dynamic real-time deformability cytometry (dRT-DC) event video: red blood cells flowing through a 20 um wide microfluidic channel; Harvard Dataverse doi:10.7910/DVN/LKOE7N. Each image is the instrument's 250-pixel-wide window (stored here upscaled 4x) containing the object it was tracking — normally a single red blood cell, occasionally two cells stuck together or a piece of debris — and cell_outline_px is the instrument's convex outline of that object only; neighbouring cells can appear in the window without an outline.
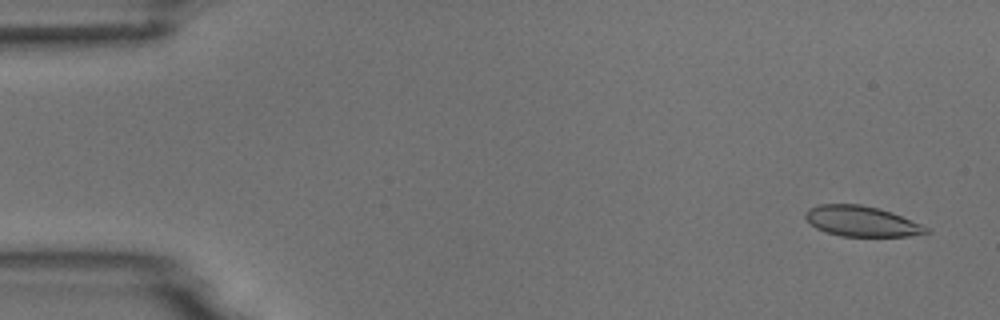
{"species": "common noctule bat (a hibernating species)", "species_latin": "Nyctalus noctula", "temperature_condition": "room temperature", "stored_images_in_passage": 5, "camera_frame_rate_fps": 3000, "um_per_image_px": 0.085, "animal": {"sex": "male", "body_mass_g": 18.8}, "frame": {"image": 1, "passage_image": 1, "time_ms": 0.0, "image_size_px": [1000, 320], "cell_outline_px": [[932, 232], [908, 236], [840, 236], [824, 232], [816, 228], [804, 216], [804, 212], [808, 208], [820, 204], [860, 204], [892, 212], [920, 224], [928, 228]], "centroid_in_image_um": [73.2, 18.81], "position_along_channel_um": 11.8, "area_um2": 21.33}}
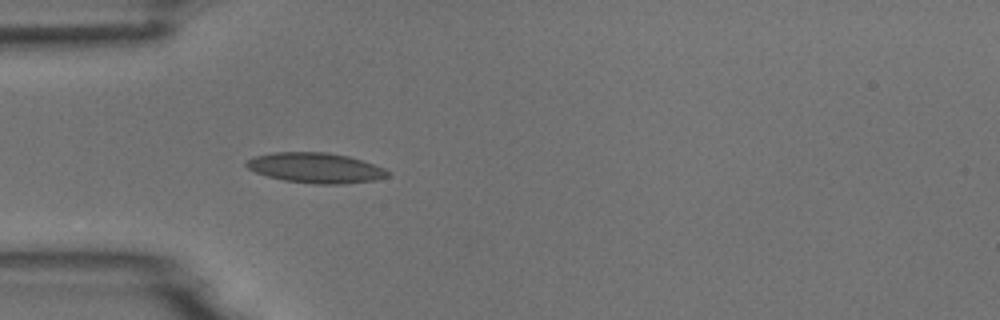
{"frame": {"image": 2, "passage_image": 5, "time_ms": 4.333, "image_size_px": [1000, 320], "cell_outline_px": [[388, 176], [376, 180], [344, 184], [312, 184], [284, 180], [268, 176], [256, 172], [248, 168], [244, 164], [248, 160], [256, 156], [272, 152], [328, 152], [348, 156], [384, 168], [388, 172]], "centroid_in_image_um": [26.82, 14.27], "position_along_channel_um": 58.2, "area_um2": 24.74}}